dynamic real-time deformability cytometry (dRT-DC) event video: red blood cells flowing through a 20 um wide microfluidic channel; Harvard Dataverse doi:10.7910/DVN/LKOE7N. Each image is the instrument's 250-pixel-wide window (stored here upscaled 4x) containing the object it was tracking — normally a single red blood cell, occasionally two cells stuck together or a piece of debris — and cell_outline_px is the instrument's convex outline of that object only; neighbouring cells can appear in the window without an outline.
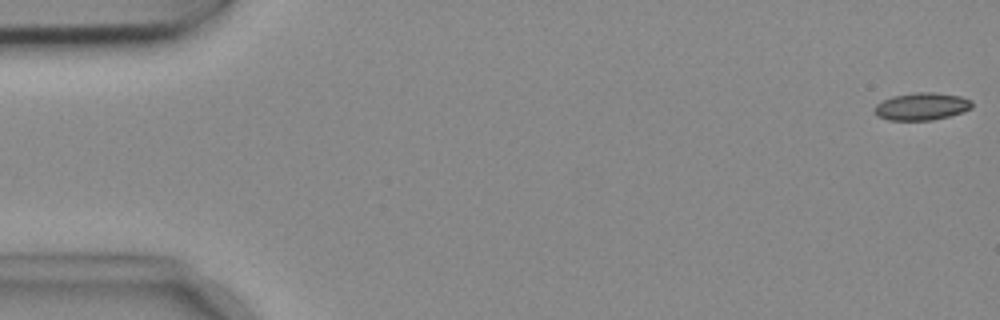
{"species": "common noctule bat (a hibernating species)", "species_latin": "Nyctalus noctula", "temperature_condition": "cold", "stored_images_in_passage": 54, "camera_frame_rate_fps": 3000, "um_per_image_px": 0.085, "animal": {"sex": "female", "body_mass_g": 18.4}, "frame": {"image": 1, "passage_image": 1, "time_ms": 0.0, "image_size_px": [1000, 320], "cell_outline_px": [[972, 108], [948, 116], [932, 120], [888, 120], [876, 116], [872, 108], [876, 104], [892, 96], [916, 92], [936, 92], [960, 96], [972, 100]], "centroid_in_image_um": [78.3, 9.04], "position_along_channel_um": 6.7, "area_um2": 15.66}}
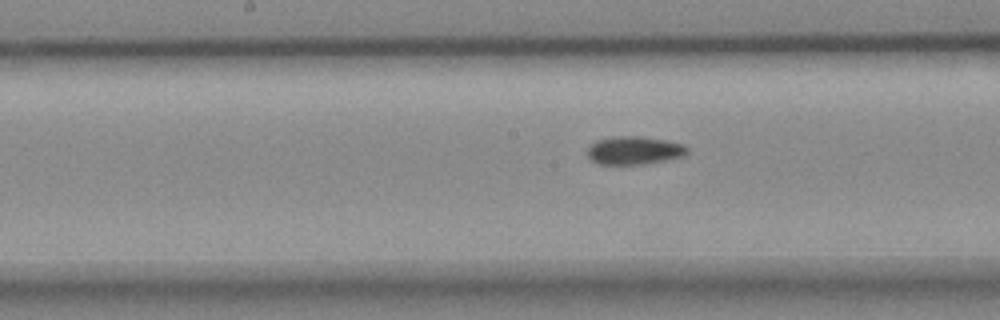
{"frame": {"image": 2, "passage_image": 27, "time_ms": 8.667, "image_size_px": [1000, 320], "cell_outline_px": [[688, 152], [684, 156], [644, 164], [600, 164], [592, 160], [588, 156], [588, 148], [596, 140], [612, 136], [640, 136], [668, 140], [684, 144], [688, 148]], "centroid_in_image_um": [53.93, 12.77], "position_along_channel_um": 194.3, "area_um2": 16.42}}
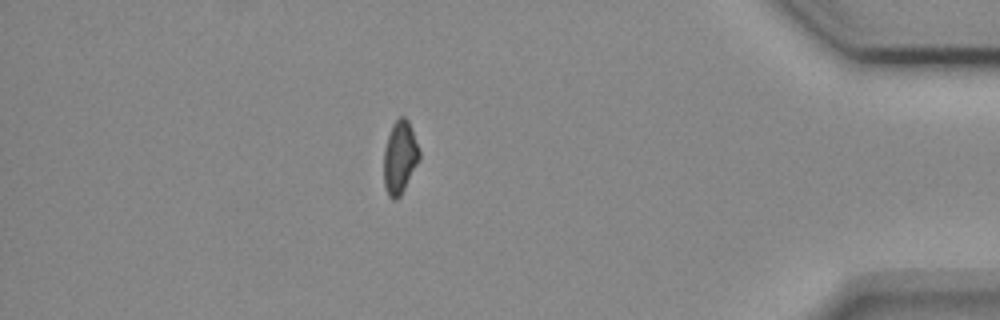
{"frame": {"image": 3, "passage_image": 47, "time_ms": 15.333, "image_size_px": [1000, 320], "cell_outline_px": [[420, 160], [400, 196], [396, 200], [392, 200], [388, 196], [384, 188], [384, 148], [392, 124], [400, 116], [404, 116], [408, 120], [420, 152]], "centroid_in_image_um": [33.98, 13.4], "position_along_channel_um": 401.2, "area_um2": 15.14}, "authors_computed_cell_mechanics": {"area_um2": 15.8661, "velocity_mm_per_s": 3.731, "shape_relaxation_time_tau1_ms": 5.332, "shape_relaxation_time_tau2_ms": null, "deformation_change_tau1": 0.1071, "deformation_change_tau2": null}}